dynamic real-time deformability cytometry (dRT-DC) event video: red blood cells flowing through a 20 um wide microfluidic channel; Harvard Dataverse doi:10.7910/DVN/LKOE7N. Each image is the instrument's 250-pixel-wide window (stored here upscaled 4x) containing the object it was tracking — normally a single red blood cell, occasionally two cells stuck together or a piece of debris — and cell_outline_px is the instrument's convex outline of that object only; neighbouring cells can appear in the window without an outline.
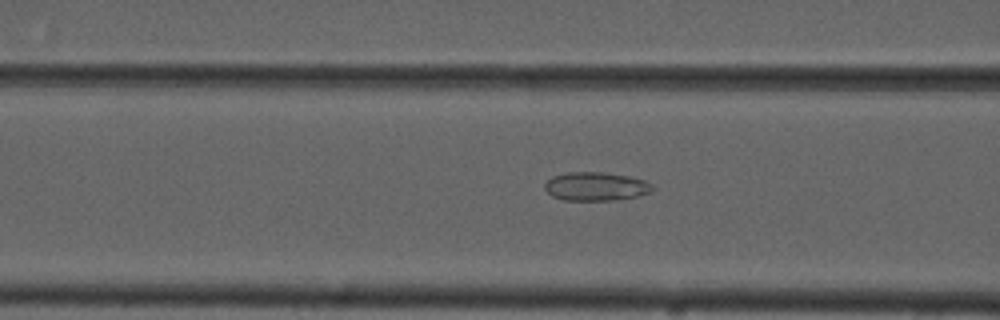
{"species": "common noctule bat (a hibernating species)", "species_latin": "Nyctalus noctula", "temperature_condition": "cold", "stored_images_in_passage": 54, "camera_frame_rate_fps": 3000, "um_per_image_px": 0.085, "animal": {"sex": "male", "forearm_length_mm": 52.5}, "frame": {"image": 1, "passage_image": 22, "time_ms": 7.0, "image_size_px": [1000, 320], "cell_outline_px": [[652, 188], [648, 192], [636, 196], [612, 200], [564, 200], [552, 196], [544, 188], [544, 184], [552, 176], [568, 172], [600, 172], [628, 176], [644, 180], [652, 184]], "centroid_in_image_um": [50.59, 15.84], "position_along_channel_um": 116.0, "area_um2": 17.69}}
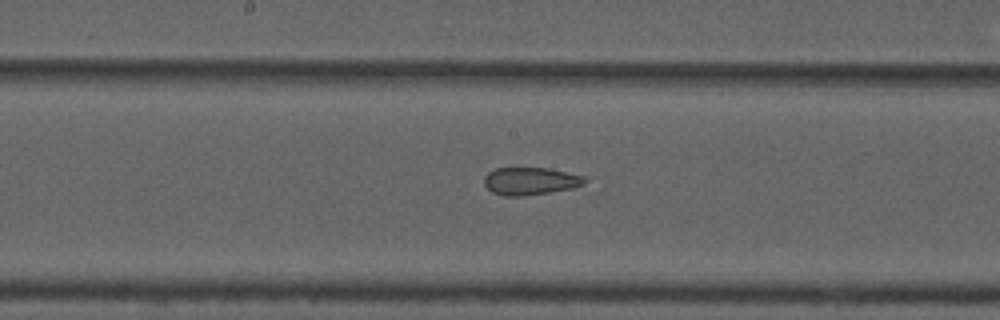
{"frame": {"image": 2, "passage_image": 29, "time_ms": 9.333, "image_size_px": [1000, 320], "cell_outline_px": [[588, 180], [584, 184], [572, 188], [524, 196], [504, 196], [492, 192], [484, 184], [484, 176], [488, 172], [496, 168], [548, 168], [584, 176]], "centroid_in_image_um": [45.07, 15.39], "position_along_channel_um": 203.1, "area_um2": 16.13}}
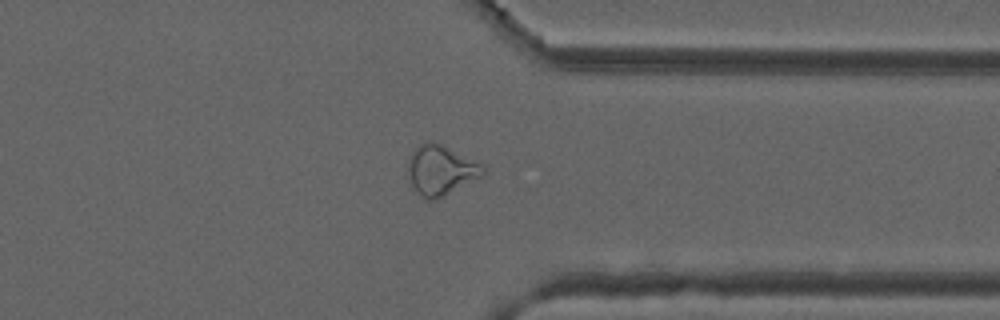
{"frame": {"image": 3, "passage_image": 43, "time_ms": 14.0, "image_size_px": [1000, 320], "cell_outline_px": [[488, 172], [484, 176], [444, 196], [432, 200], [424, 200], [420, 196], [412, 184], [408, 172], [408, 160], [412, 152], [420, 144], [440, 144], [484, 164], [488, 168]], "centroid_in_image_um": [37.54, 14.51], "position_along_channel_um": 373.9, "area_um2": 21.73}, "authors_computed_cell_mechanics": {"area_um2": 20.9814, "velocity_mm_per_s": 3.7177, "shape_relaxation_time_tau1_ms": null, "shape_relaxation_time_tau2_ms": 1.9694, "deformation_change_tau1": null, "deformation_change_tau2": 0.1011}}